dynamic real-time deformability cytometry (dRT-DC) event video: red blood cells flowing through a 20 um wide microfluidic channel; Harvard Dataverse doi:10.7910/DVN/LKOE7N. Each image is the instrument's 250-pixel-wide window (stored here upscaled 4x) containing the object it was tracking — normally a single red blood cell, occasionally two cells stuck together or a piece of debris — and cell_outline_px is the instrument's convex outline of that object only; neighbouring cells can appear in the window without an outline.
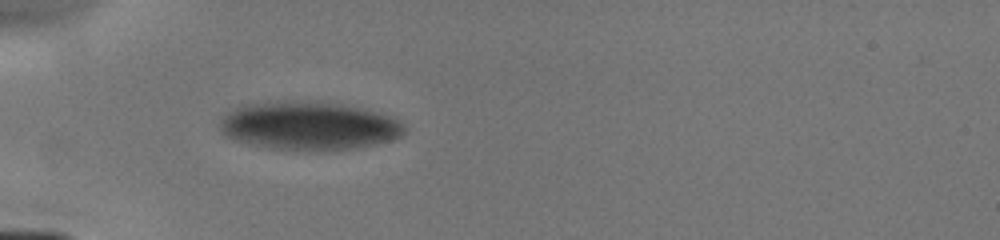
{"species": "human", "species_latin": "Homo sapiens", "temperature_condition": "cold", "stored_images_in_passage": 4, "camera_frame_rate_fps": 3000, "um_per_image_px": 0.085, "donor": {"sex": "male"}, "frame": {"image": 1, "passage_image": 3, "time_ms": 2.667, "image_size_px": [1000, 240], "cell_outline_px": [[408, 128], [404, 136], [392, 140], [376, 144], [356, 148], [308, 152], [268, 148], [236, 140], [224, 136], [220, 132], [220, 120], [228, 112], [240, 104], [276, 100], [316, 100], [344, 104], [360, 108], [388, 116], [404, 124]], "centroid_in_image_um": [26.23, 10.69], "position_along_channel_um": 58.8, "area_um2": 53.23}}